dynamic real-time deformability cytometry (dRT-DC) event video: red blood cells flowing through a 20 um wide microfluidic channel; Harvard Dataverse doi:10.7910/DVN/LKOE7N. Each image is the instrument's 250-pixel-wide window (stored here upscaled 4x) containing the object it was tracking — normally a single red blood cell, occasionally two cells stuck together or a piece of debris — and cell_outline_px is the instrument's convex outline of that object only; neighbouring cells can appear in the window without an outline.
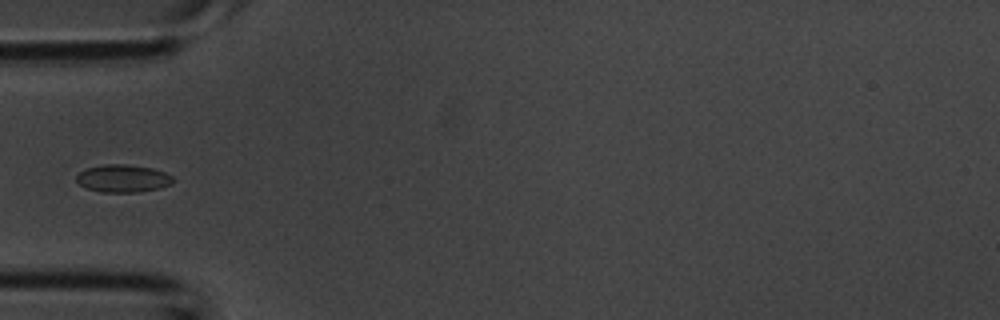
{"species": "common noctule bat (a hibernating species)", "species_latin": "Nyctalus noctula", "temperature_condition": "room temperature", "stored_images_in_passage": 2, "camera_frame_rate_fps": 3000, "um_per_image_px": 0.085, "animal": {"sex": "male", "body_mass_g": 20.1, "forearm_length_mm": 53.5}, "frame": {"image": 1, "passage_image": 2, "time_ms": 0.333, "image_size_px": [1000, 320], "cell_outline_px": [[176, 180], [172, 184], [160, 188], [136, 192], [100, 192], [88, 188], [80, 184], [76, 180], [76, 176], [84, 168], [104, 164], [124, 164], [152, 168], [164, 172], [172, 176]], "centroid_in_image_um": [10.46, 15.16], "position_along_channel_um": 74.5, "area_um2": 15.61}}